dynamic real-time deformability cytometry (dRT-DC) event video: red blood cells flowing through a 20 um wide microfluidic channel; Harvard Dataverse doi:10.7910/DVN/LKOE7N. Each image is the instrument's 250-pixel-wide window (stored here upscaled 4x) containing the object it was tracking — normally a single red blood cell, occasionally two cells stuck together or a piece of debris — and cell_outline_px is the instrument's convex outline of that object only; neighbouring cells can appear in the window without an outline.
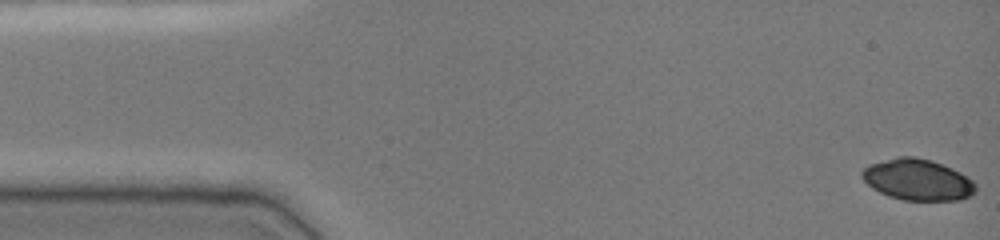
{"species": "common noctule bat (a hibernating species)", "species_latin": "Nyctalus noctula", "temperature_condition": "cold", "stored_images_in_passage": 49, "camera_frame_rate_fps": 3000, "um_per_image_px": 0.085, "animal": {"sex": "female", "body_mass_g": 19.0, "forearm_length_mm": 51.5}, "frame": {"image": 1, "passage_image": 1, "time_ms": 0.0, "image_size_px": [1000, 240], "cell_outline_px": [[976, 192], [960, 200], [904, 200], [888, 196], [872, 188], [860, 176], [860, 172], [868, 164], [896, 156], [916, 156], [932, 160], [952, 168], [968, 176], [976, 184]], "centroid_in_image_um": [77.98, 15.26], "position_along_channel_um": 7.0, "area_um2": 27.57}}
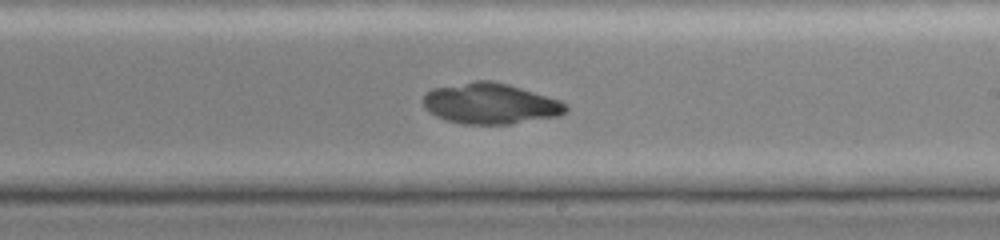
{"frame": {"image": 2, "passage_image": 29, "time_ms": 9.333, "image_size_px": [1000, 240], "cell_outline_px": [[568, 112], [560, 116], [512, 124], [464, 124], [444, 120], [428, 112], [424, 108], [424, 96], [432, 88], [472, 80], [492, 80], [508, 84], [560, 100], [568, 104]], "centroid_in_image_um": [41.7, 8.81], "position_along_channel_um": 247.3, "area_um2": 34.33}}
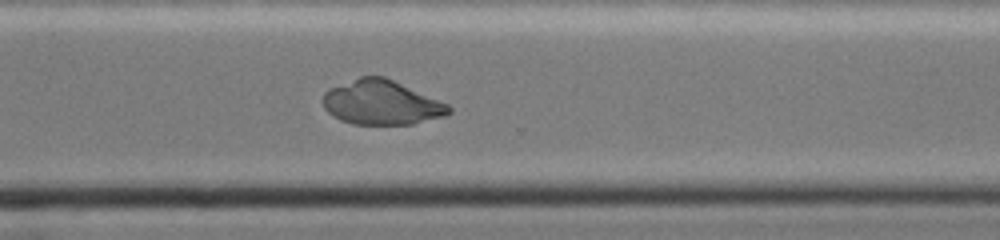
{"frame": {"image": 3, "passage_image": 36, "time_ms": 11.667, "image_size_px": [1000, 240], "cell_outline_px": [[452, 112], [444, 116], [412, 124], [352, 124], [340, 120], [332, 116], [324, 108], [324, 92], [332, 88], [360, 76], [384, 76], [448, 104], [452, 108]], "centroid_in_image_um": [32.43, 8.73], "position_along_channel_um": 338.2, "area_um2": 32.31}}